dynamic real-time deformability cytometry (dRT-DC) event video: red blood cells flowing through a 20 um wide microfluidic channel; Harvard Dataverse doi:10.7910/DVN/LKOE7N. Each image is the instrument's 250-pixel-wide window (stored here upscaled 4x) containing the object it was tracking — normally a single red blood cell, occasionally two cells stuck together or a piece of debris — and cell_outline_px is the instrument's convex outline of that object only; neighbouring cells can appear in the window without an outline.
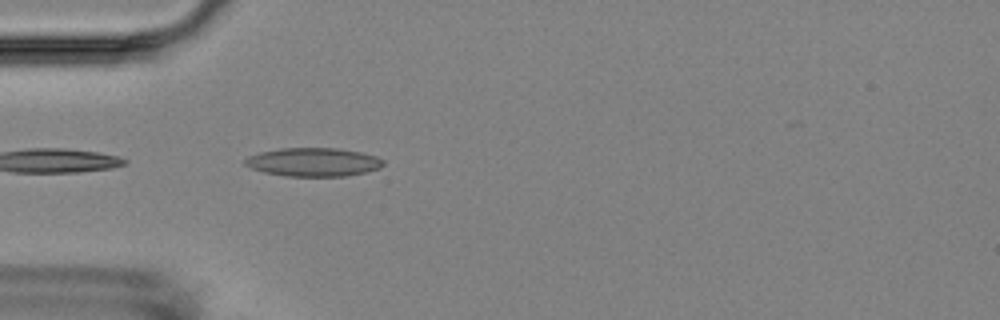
{"species": "Egyptian fruit bat (a non-hibernating species)", "species_latin": "Rousettus aegyptiacus", "temperature_condition": "room temperature", "stored_images_in_passage": 6, "camera_frame_rate_fps": 3000, "um_per_image_px": 0.085, "animal": {"sex": "female"}, "frame": {"image": 1, "passage_image": 6, "time_ms": 5.667, "image_size_px": [1000, 320], "cell_outline_px": [[384, 164], [380, 168], [348, 176], [288, 176], [264, 172], [252, 168], [244, 164], [244, 160], [248, 156], [260, 152], [280, 148], [336, 148], [360, 152], [376, 156], [384, 160]], "centroid_in_image_um": [26.64, 13.77], "position_along_channel_um": 58.4, "area_um2": 22.95}}